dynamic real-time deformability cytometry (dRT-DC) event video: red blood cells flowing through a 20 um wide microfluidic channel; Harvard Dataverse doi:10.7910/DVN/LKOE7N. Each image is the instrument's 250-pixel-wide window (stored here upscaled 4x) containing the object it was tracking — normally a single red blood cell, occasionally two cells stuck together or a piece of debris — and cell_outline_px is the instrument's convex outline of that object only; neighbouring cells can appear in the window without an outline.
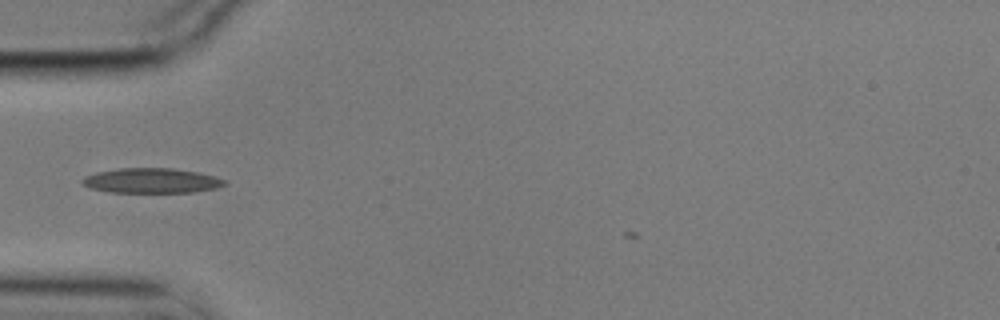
{"species": "common noctule bat (a hibernating species)", "species_latin": "Nyctalus noctula", "temperature_condition": "cold", "stored_images_in_passage": 3, "camera_frame_rate_fps": 3000, "um_per_image_px": 0.085, "animal": {"sex": "male", "body_mass_g": 17.9}, "frame": {"image": 1, "passage_image": 2, "time_ms": 0.333, "image_size_px": [1000, 320], "cell_outline_px": [[228, 184], [216, 188], [192, 192], [112, 192], [88, 188], [80, 180], [84, 176], [96, 172], [120, 168], [172, 168], [196, 172], [216, 176], [228, 180]], "centroid_in_image_um": [12.9, 15.35], "position_along_channel_um": 72.1, "area_um2": 20.75}}